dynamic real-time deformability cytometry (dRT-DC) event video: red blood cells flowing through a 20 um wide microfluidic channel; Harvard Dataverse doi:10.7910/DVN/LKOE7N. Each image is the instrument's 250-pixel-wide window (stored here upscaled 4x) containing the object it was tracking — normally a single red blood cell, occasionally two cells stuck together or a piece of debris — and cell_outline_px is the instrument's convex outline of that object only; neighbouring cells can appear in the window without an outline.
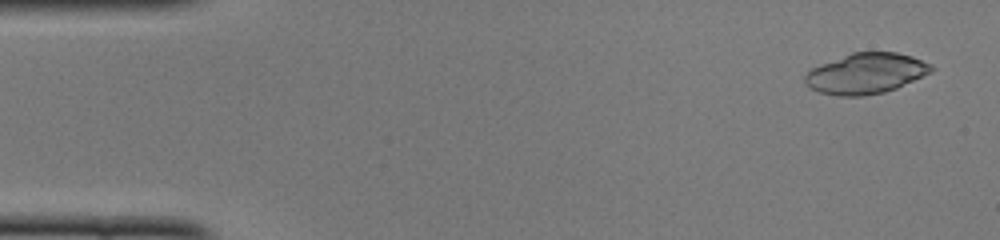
{"species": "common noctule bat (a hibernating species)", "species_latin": "Nyctalus noctula", "temperature_condition": "cold", "stored_images_in_passage": 49, "camera_frame_rate_fps": 3000, "um_per_image_px": 0.085, "animal": {"sex": "female", "body_mass_g": 22.0, "forearm_length_mm": 56.7}, "frame": {"image": 1, "passage_image": 2, "time_ms": 0.333, "image_size_px": [1000, 240], "cell_outline_px": [[936, 68], [932, 72], [896, 88], [884, 92], [864, 96], [836, 96], [820, 92], [812, 88], [804, 80], [804, 76], [812, 68], [820, 64], [852, 52], [896, 52], [912, 56], [932, 64]], "centroid_in_image_um": [73.64, 6.24], "position_along_channel_um": 11.4, "area_um2": 29.82}}